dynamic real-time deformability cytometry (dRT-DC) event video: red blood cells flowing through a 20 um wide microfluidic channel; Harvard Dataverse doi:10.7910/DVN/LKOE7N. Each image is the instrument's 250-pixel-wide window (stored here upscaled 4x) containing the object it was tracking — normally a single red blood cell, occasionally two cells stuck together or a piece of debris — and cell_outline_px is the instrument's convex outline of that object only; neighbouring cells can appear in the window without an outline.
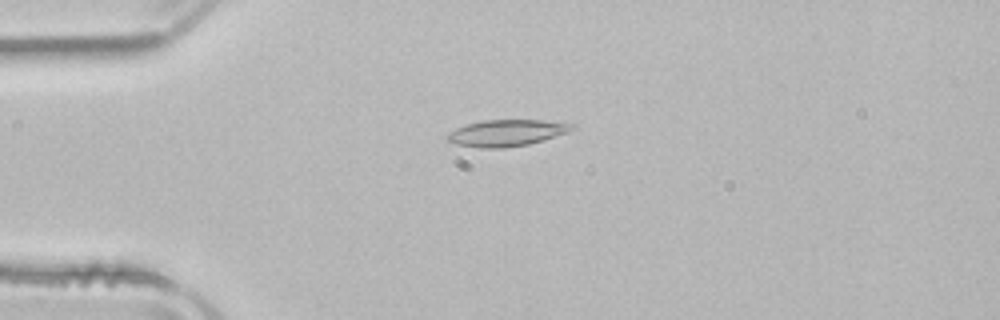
{"species": "common noctule bat (a hibernating species)", "species_latin": "Nyctalus noctula", "temperature_condition": "room temperature", "stored_images_in_passage": 42, "camera_frame_rate_fps": 3000, "um_per_image_px": 0.085, "animal": {"sex": "male", "body_mass_g": 21.5, "forearm_length_mm": 52.0}, "frame": {"image": 1, "passage_image": 3, "time_ms": 0.667, "image_size_px": [1000, 320], "cell_outline_px": [[576, 128], [568, 132], [544, 140], [528, 144], [504, 148], [480, 148], [456, 144], [448, 140], [448, 132], [456, 128], [468, 124], [484, 120], [544, 120], [576, 124]], "centroid_in_image_um": [43.11, 11.29], "position_along_channel_um": 41.9, "area_um2": 19.25}}
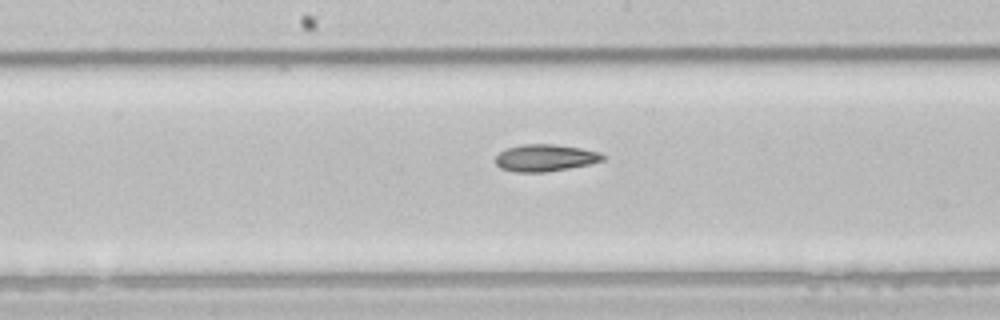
{"frame": {"image": 2, "passage_image": 17, "time_ms": 5.333, "image_size_px": [1000, 320], "cell_outline_px": [[608, 156], [604, 160], [588, 164], [568, 168], [544, 172], [516, 172], [500, 168], [496, 164], [496, 156], [500, 152], [508, 148], [520, 144], [556, 144], [580, 148], [600, 152]], "centroid_in_image_um": [46.36, 13.41], "position_along_channel_um": 201.8, "area_um2": 16.88}}
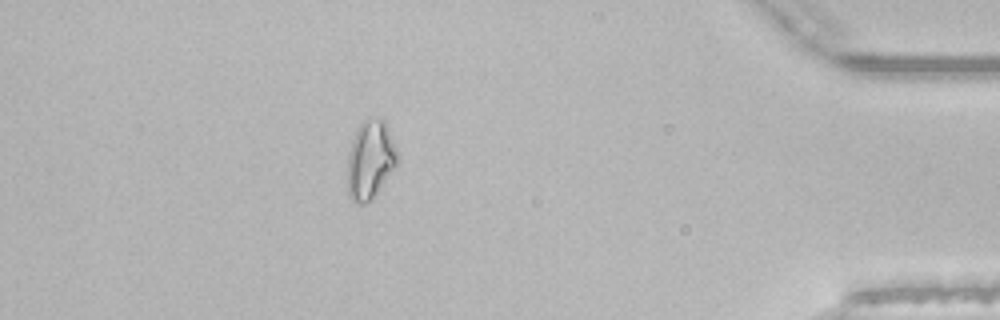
{"frame": {"image": 3, "passage_image": 36, "time_ms": 11.667, "image_size_px": [1000, 320], "cell_outline_px": [[396, 164], [376, 192], [364, 204], [356, 204], [348, 196], [348, 152], [356, 128], [368, 116], [384, 120], [396, 148]], "centroid_in_image_um": [31.42, 13.54], "position_along_channel_um": 403.8, "area_um2": 22.31}, "authors_computed_cell_mechanics": {"area_um2": 17.918, "velocity_mm_per_s": 3.9318, "shape_relaxation_time_tau1_ms": 10.8801, "shape_relaxation_time_tau2_ms": null, "deformation_change_tau1": 0.2127, "deformation_change_tau2": null}}